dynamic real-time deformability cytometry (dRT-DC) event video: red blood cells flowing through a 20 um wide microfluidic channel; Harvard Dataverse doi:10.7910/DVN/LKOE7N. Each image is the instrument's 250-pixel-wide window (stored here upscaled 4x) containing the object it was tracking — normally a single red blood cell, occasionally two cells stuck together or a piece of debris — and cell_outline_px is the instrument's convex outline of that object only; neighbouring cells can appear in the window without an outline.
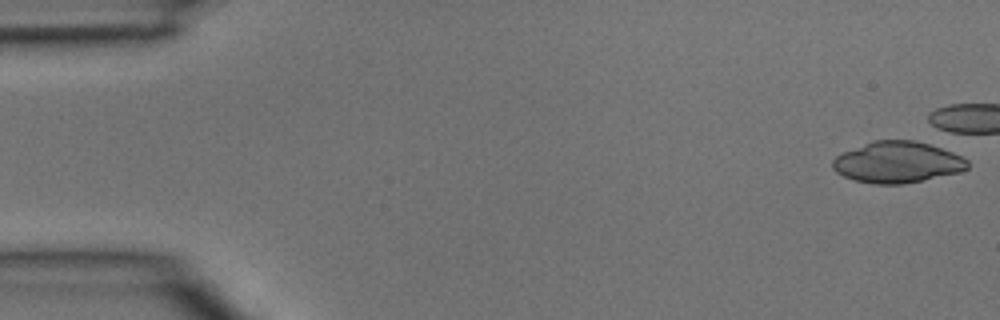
{"species": "common noctule bat (a hibernating species)", "species_latin": "Nyctalus noctula", "temperature_condition": "room temperature", "stored_images_in_passage": 5, "camera_frame_rate_fps": 3000, "um_per_image_px": 0.085, "animal": {"sex": "male", "body_mass_g": 15.6}, "frame": {"image": 1, "passage_image": 1, "time_ms": 0.0, "image_size_px": [1000, 320], "cell_outline_px": [[968, 168], [960, 172], [924, 180], [900, 184], [872, 184], [856, 180], [844, 176], [836, 172], [832, 168], [832, 160], [836, 156], [844, 152], [872, 140], [912, 140], [928, 144], [952, 152], [968, 160]], "centroid_in_image_um": [76.26, 13.79], "position_along_channel_um": 8.7, "area_um2": 32.25}}
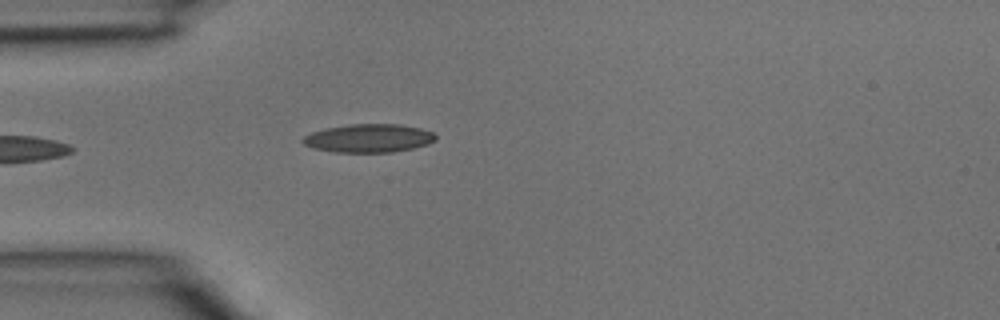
{"frame": {"image": 2, "passage_image": 5, "time_ms": 1.333, "image_size_px": [1000, 320], "cell_outline_px": [[436, 140], [428, 144], [412, 148], [392, 152], [336, 152], [316, 148], [304, 144], [300, 140], [304, 136], [312, 132], [324, 128], [352, 124], [400, 124], [420, 128], [432, 132], [436, 136]], "centroid_in_image_um": [31.35, 11.74], "position_along_channel_um": 53.7, "area_um2": 21.85}}